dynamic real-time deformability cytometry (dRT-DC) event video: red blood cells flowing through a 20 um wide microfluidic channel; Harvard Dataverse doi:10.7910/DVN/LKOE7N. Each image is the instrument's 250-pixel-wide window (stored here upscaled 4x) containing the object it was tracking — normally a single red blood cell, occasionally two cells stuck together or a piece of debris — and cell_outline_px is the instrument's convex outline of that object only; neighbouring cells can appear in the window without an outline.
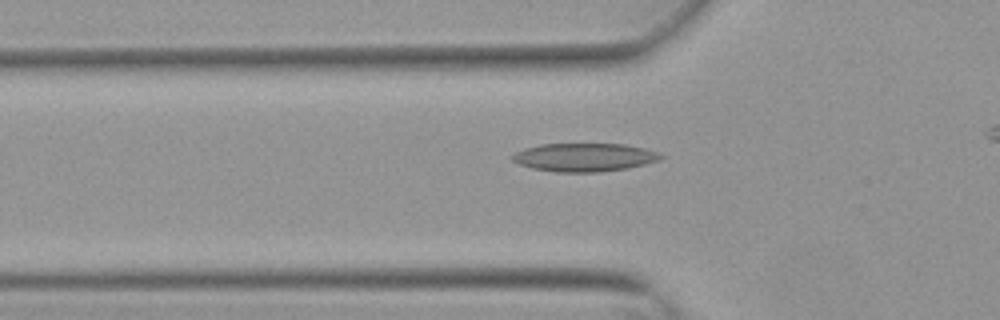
{"species": "Egyptian fruit bat (a non-hibernating species)", "species_latin": "Rousettus aegyptiacus", "temperature_condition": "warm", "stored_images_in_passage": 34, "camera_frame_rate_fps": 3000, "um_per_image_px": 0.085, "animal": {"sex": "female"}, "frame": {"image": 1, "passage_image": 11, "time_ms": 3.333, "image_size_px": [1000, 320], "cell_outline_px": [[664, 156], [660, 160], [628, 168], [600, 172], [556, 172], [532, 168], [520, 164], [512, 160], [512, 156], [516, 152], [524, 148], [540, 144], [624, 144], [644, 148], [660, 152]], "centroid_in_image_um": [49.7, 13.37], "position_along_channel_um": 76.1, "area_um2": 24.51}}
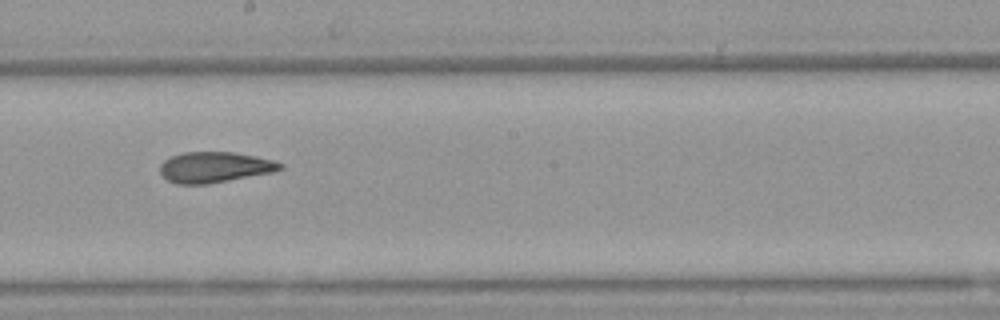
{"frame": {"image": 2, "passage_image": 23, "time_ms": 7.333, "image_size_px": [1000, 320], "cell_outline_px": [[284, 168], [272, 172], [208, 184], [176, 184], [168, 180], [160, 172], [160, 164], [164, 160], [172, 156], [184, 152], [232, 152], [256, 156], [272, 160], [284, 164]], "centroid_in_image_um": [18.24, 14.21], "position_along_channel_um": 230.0, "area_um2": 21.39}}
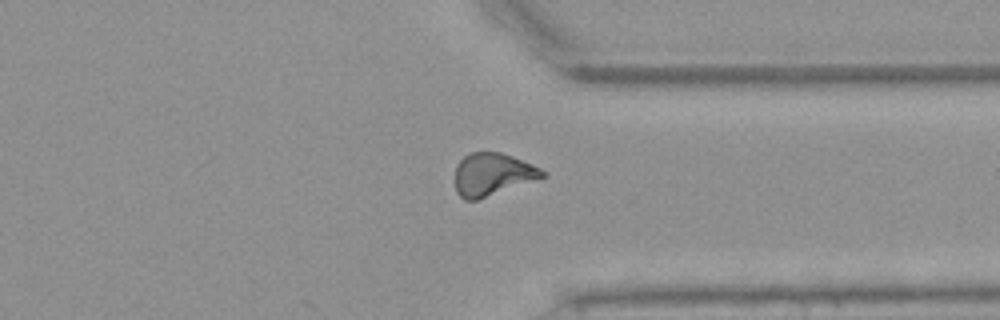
{"frame": {"image": 3, "passage_image": 34, "time_ms": 11.0, "image_size_px": [1000, 320], "cell_outline_px": [[548, 176], [476, 200], [464, 200], [456, 192], [456, 164], [464, 156], [472, 152], [500, 152], [512, 156], [532, 164], [548, 172]], "centroid_in_image_um": [41.88, 14.81], "position_along_channel_um": 369.5, "area_um2": 21.68}, "authors_computed_cell_mechanics": {"area_um2": 22.1952, "velocity_mm_per_s": 3.8323, "shape_relaxation_time_tau1_ms": null, "shape_relaxation_time_tau2_ms": 3.9358, "deformation_change_tau1": null, "deformation_change_tau2": 0.1023}}